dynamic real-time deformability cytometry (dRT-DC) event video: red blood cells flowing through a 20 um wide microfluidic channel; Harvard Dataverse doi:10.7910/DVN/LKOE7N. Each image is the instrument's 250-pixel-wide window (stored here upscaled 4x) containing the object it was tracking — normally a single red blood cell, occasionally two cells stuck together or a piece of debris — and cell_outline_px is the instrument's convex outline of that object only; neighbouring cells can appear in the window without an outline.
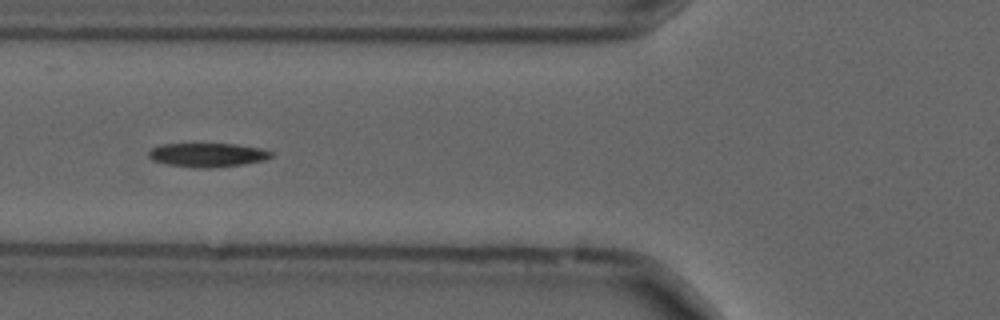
{"species": "common noctule bat (a hibernating species)", "species_latin": "Nyctalus noctula", "temperature_condition": "cold", "stored_images_in_passage": 37, "camera_frame_rate_fps": 3000, "um_per_image_px": 0.085, "animal": {"sex": "male", "forearm_length_mm": 52.5}, "frame": {"image": 1, "passage_image": 6, "time_ms": 1.667, "image_size_px": [1000, 320], "cell_outline_px": [[272, 156], [264, 160], [244, 164], [212, 168], [196, 168], [168, 164], [152, 160], [148, 156], [148, 152], [152, 148], [160, 144], [236, 144], [260, 148], [272, 152]], "centroid_in_image_um": [17.63, 13.17], "position_along_channel_um": 108.2, "area_um2": 17.05}}
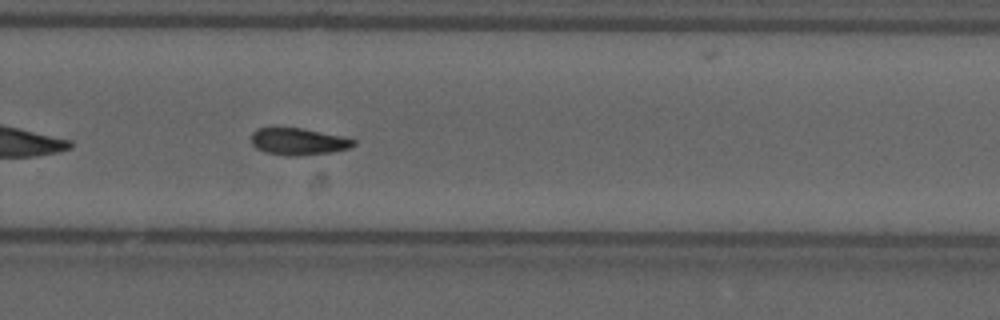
{"frame": {"image": 2, "passage_image": 22, "time_ms": 7.0, "image_size_px": [1000, 320], "cell_outline_px": [[356, 144], [348, 148], [332, 152], [300, 156], [284, 156], [264, 152], [256, 148], [252, 144], [252, 132], [256, 128], [300, 128], [340, 136], [356, 140]], "centroid_in_image_um": [25.33, 12.05], "position_along_channel_um": 304.5, "area_um2": 16.01}, "authors_computed_cell_mechanics": {"area_um2": 16.5308, "velocity_mm_per_s": 3.6914, "shape_relaxation_time_tau1_ms": 9.9065, "shape_relaxation_time_tau2_ms": null, "deformation_change_tau1": 0.1772, "deformation_change_tau2": null}}